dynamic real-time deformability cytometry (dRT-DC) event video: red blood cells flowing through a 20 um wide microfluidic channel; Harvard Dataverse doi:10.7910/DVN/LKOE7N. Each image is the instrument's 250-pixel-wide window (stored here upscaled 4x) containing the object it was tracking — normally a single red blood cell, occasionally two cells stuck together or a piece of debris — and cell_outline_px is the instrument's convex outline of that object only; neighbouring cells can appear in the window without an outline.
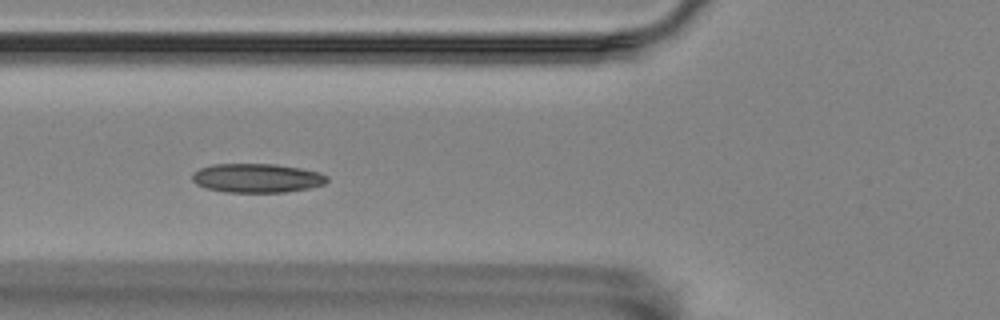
{"species": "Egyptian fruit bat (a non-hibernating species)", "species_latin": "Rousettus aegyptiacus", "temperature_condition": "room temperature", "stored_images_in_passage": 45, "segment_of_instrument_passage": [1, 2], "camera_frame_rate_fps": 3000, "um_per_image_px": 0.085, "animal": {"sex": "female"}, "frame": {"image": 1, "passage_image": 8, "time_ms": 2.333, "image_size_px": [1000, 320], "cell_outline_px": [[328, 180], [324, 184], [308, 188], [284, 192], [224, 192], [204, 188], [196, 184], [192, 180], [192, 172], [200, 168], [212, 164], [276, 164], [300, 168], [320, 172], [328, 176]], "centroid_in_image_um": [21.81, 15.13], "position_along_channel_um": 104.0, "area_um2": 22.95}}
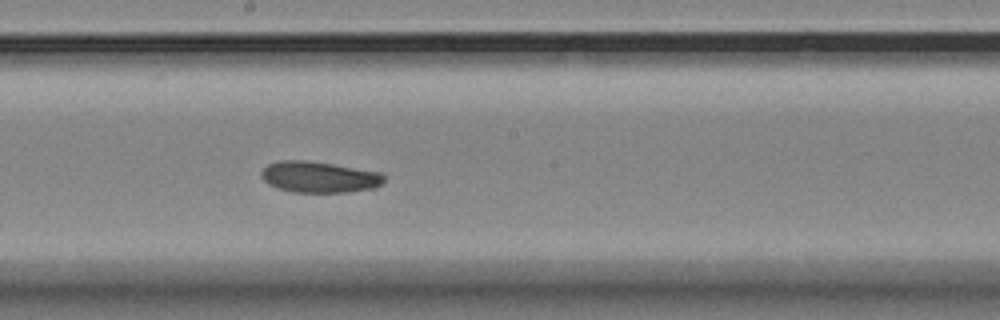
{"frame": {"image": 2, "passage_image": 18, "time_ms": 5.667, "image_size_px": [1000, 320], "cell_outline_px": [[384, 180], [376, 188], [348, 192], [292, 192], [276, 188], [268, 184], [260, 176], [260, 172], [268, 164], [280, 160], [304, 160], [332, 164], [384, 172]], "centroid_in_image_um": [27.13, 15.05], "position_along_channel_um": 221.1, "area_um2": 22.48}}
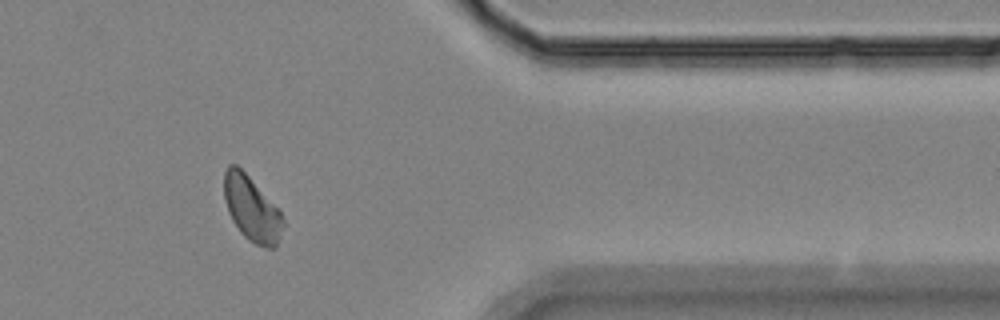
{"frame": {"image": 3, "passage_image": 34, "time_ms": 11.0, "image_size_px": [1000, 320], "cell_outline_px": [[284, 224], [276, 248], [268, 248], [256, 244], [248, 240], [240, 232], [232, 220], [228, 212], [224, 200], [224, 172], [228, 164], [236, 164], [248, 176], [280, 212], [284, 220]], "centroid_in_image_um": [21.37, 17.76], "position_along_channel_um": 390.0, "area_um2": 22.02}}